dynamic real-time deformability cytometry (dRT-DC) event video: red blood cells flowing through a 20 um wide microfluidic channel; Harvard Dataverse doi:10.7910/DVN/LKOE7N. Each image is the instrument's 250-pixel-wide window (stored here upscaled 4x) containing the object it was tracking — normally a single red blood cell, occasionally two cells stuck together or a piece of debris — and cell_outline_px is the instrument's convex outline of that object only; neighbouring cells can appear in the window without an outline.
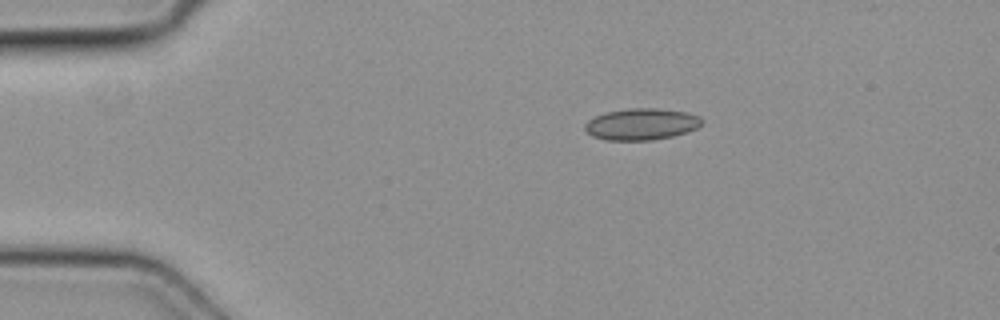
{"species": "common noctule bat (a hibernating species)", "species_latin": "Nyctalus noctula", "temperature_condition": "cold", "stored_images_in_passage": 3, "camera_frame_rate_fps": 3000, "um_per_image_px": 0.085, "animal": {"sex": "female", "body_mass_g": 19.3, "forearm_length_mm": 54.1}, "frame": {"image": 1, "passage_image": 3, "time_ms": 0.667, "image_size_px": [1000, 320], "cell_outline_px": [[704, 120], [696, 128], [688, 132], [672, 136], [652, 140], [604, 140], [592, 136], [584, 128], [584, 124], [588, 120], [604, 112], [628, 108], [660, 108], [688, 112], [700, 116]], "centroid_in_image_um": [54.53, 10.54], "position_along_channel_um": 30.5, "area_um2": 21.73}}